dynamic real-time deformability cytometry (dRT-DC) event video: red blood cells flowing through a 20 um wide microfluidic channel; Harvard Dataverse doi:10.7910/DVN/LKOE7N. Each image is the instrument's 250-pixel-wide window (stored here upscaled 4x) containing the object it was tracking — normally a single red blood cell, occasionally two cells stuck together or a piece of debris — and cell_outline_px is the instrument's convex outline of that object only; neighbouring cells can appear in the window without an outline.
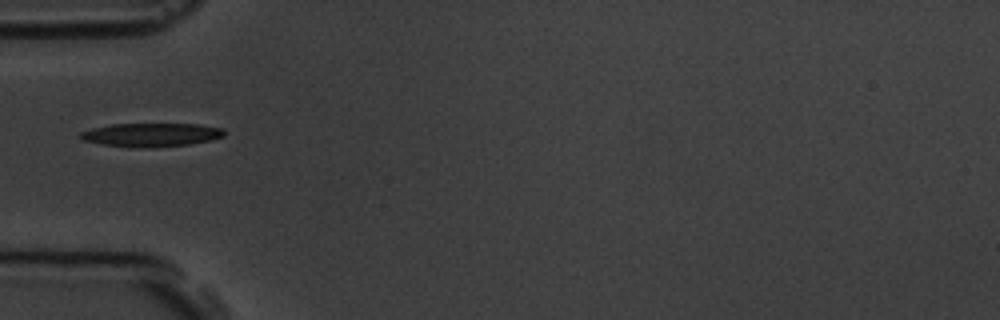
{"species": "common noctule bat (a hibernating species)", "species_latin": "Nyctalus noctula", "temperature_condition": "room temperature", "stored_images_in_passage": 9, "camera_frame_rate_fps": 3000, "um_per_image_px": 0.085, "animal": {"sex": "male", "body_mass_g": 19.5, "forearm_length_mm": 54.6}, "frame": {"image": 1, "passage_image": 4, "time_ms": 3.333, "image_size_px": [1000, 320], "cell_outline_px": [[224, 136], [212, 140], [188, 144], [100, 144], [84, 140], [80, 136], [80, 132], [92, 128], [112, 124], [200, 124], [224, 128]], "centroid_in_image_um": [12.93, 11.39], "position_along_channel_um": 72.1, "area_um2": 18.38}}
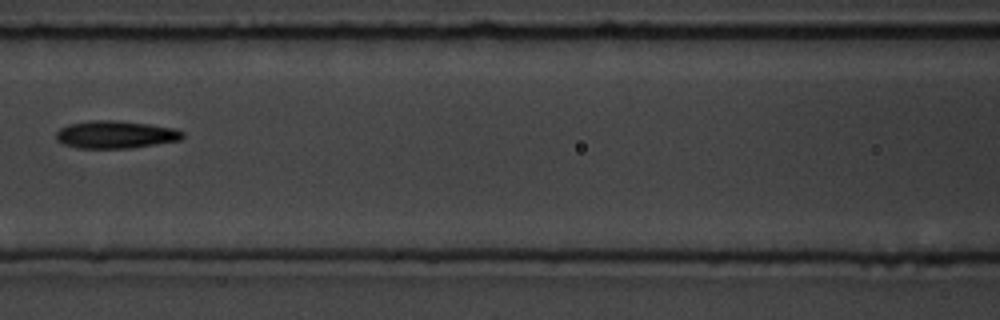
{"frame": {"image": 2, "passage_image": 6, "time_ms": 5.667, "image_size_px": [1000, 320], "cell_outline_px": [[184, 136], [180, 140], [128, 148], [76, 148], [64, 144], [56, 140], [56, 132], [60, 128], [68, 124], [92, 120], [112, 120], [148, 124], [176, 128], [184, 132]], "centroid_in_image_um": [9.8, 11.43], "position_along_channel_um": 156.8, "area_um2": 20.29}}
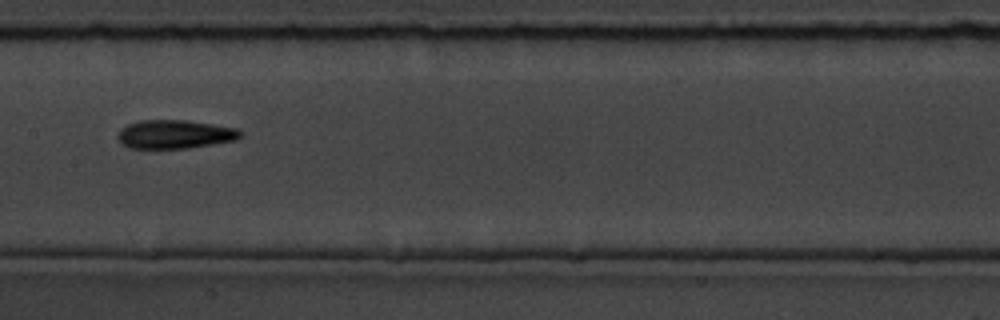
{"frame": {"image": 3, "passage_image": 7, "time_ms": 6.667, "image_size_px": [1000, 320], "cell_outline_px": [[240, 136], [236, 140], [188, 148], [128, 148], [116, 136], [120, 128], [128, 124], [140, 120], [184, 120], [240, 128]], "centroid_in_image_um": [14.85, 11.4], "position_along_channel_um": 192.6, "area_um2": 20.4}}